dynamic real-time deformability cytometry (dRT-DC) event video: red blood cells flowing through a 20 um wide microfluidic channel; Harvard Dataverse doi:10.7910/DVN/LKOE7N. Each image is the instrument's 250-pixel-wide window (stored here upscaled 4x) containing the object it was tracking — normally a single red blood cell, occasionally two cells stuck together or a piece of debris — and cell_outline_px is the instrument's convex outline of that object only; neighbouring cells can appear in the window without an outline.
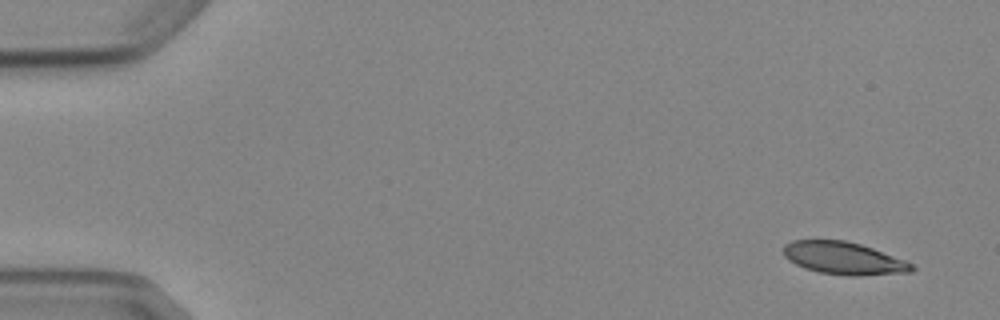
{"species": "Egyptian fruit bat (a non-hibernating species)", "species_latin": "Rousettus aegyptiacus", "temperature_condition": "cold", "stored_images_in_passage": 4, "camera_frame_rate_fps": 3000, "um_per_image_px": 0.085, "animal": {"sex": "female"}, "frame": {"image": 1, "passage_image": 1, "time_ms": 0.0, "image_size_px": [1000, 320], "cell_outline_px": [[916, 268], [912, 272], [856, 276], [852, 276], [820, 272], [804, 268], [788, 260], [784, 256], [784, 244], [792, 240], [844, 240], [860, 244], [872, 248], [904, 260], [912, 264]], "centroid_in_image_um": [71.7, 21.95], "position_along_channel_um": 13.3, "area_um2": 24.16}}